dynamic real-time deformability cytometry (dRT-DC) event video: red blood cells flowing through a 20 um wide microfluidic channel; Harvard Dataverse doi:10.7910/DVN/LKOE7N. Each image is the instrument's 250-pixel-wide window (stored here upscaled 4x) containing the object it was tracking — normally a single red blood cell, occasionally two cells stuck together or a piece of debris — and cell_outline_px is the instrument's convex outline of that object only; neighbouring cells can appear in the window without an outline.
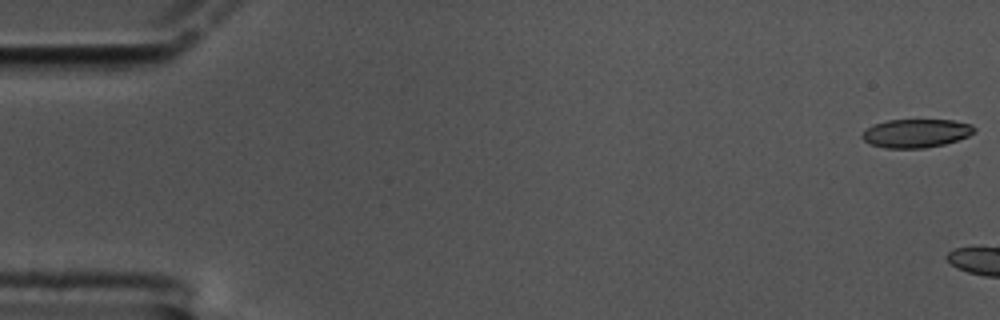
{"species": "common noctule bat (a hibernating species)", "species_latin": "Nyctalus noctula", "temperature_condition": "cold", "stored_images_in_passage": 5, "camera_frame_rate_fps": 3000, "um_per_image_px": 0.085, "animal": {"sex": "male", "body_mass_g": 17.5, "forearm_length_mm": 52.3}, "frame": {"image": 1, "passage_image": 1, "time_ms": 0.0, "image_size_px": [1000, 320], "cell_outline_px": [[976, 132], [968, 136], [944, 144], [924, 148], [884, 148], [872, 144], [864, 140], [860, 136], [872, 124], [888, 120], [952, 120], [972, 124], [976, 128]], "centroid_in_image_um": [77.88, 11.32], "position_along_channel_um": 7.1, "area_um2": 18.61}}